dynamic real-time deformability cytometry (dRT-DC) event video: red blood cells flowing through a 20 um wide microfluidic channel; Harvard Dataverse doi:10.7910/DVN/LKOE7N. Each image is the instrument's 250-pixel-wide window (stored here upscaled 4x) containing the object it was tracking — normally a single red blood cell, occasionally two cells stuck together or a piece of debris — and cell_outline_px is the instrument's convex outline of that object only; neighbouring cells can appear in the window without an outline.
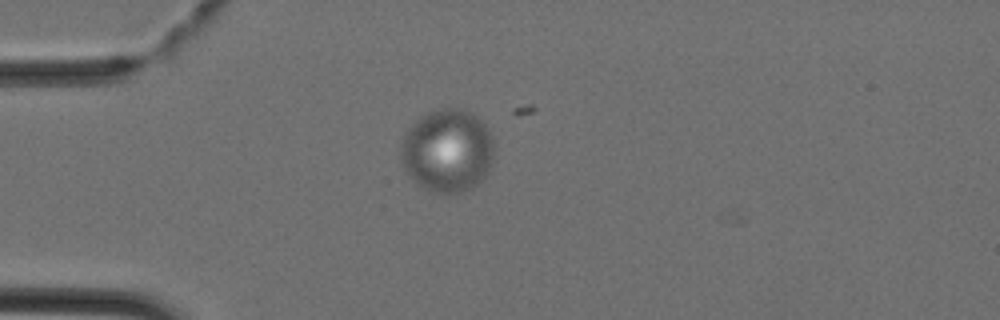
{"species": "Egyptian fruit bat (a non-hibernating species)", "species_latin": "Rousettus aegyptiacus", "temperature_condition": "cold", "stored_images_in_passage": 8, "camera_frame_rate_fps": 3000, "um_per_image_px": 0.085, "animal": {"sex": "female"}, "frame": {"image": 1, "passage_image": 5, "time_ms": 1.333, "image_size_px": [1000, 320], "cell_outline_px": [[492, 164], [488, 172], [476, 184], [460, 192], [448, 196], [432, 192], [416, 184], [408, 176], [400, 164], [400, 144], [408, 128], [424, 112], [432, 108], [464, 108], [472, 112], [484, 120], [492, 136]], "centroid_in_image_um": [37.99, 12.79], "position_along_channel_um": 47.0, "area_um2": 46.36}}
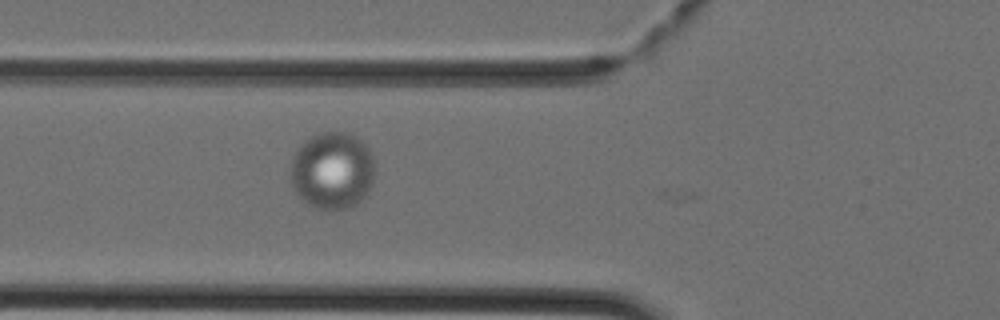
{"frame": {"image": 2, "passage_image": 8, "time_ms": 2.333, "image_size_px": [1000, 320], "cell_outline_px": [[372, 184], [368, 196], [352, 208], [336, 212], [328, 212], [304, 204], [292, 192], [288, 180], [288, 172], [292, 156], [296, 148], [308, 136], [320, 132], [348, 132], [356, 136], [368, 148], [372, 156]], "centroid_in_image_um": [28.15, 14.57], "position_along_channel_um": 97.6, "area_um2": 39.77}}